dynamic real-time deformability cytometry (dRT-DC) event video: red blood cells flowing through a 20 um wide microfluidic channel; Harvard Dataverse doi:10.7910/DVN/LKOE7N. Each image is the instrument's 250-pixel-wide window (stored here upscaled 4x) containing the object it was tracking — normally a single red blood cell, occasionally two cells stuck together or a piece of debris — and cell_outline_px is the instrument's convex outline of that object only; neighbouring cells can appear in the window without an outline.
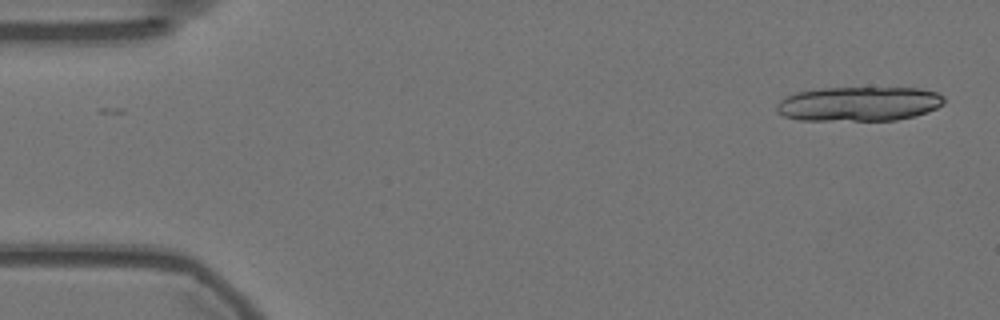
{"species": "Egyptian fruit bat (a non-hibernating species)", "species_latin": "Rousettus aegyptiacus", "temperature_condition": "warm", "stored_images_in_passage": 17, "camera_frame_rate_fps": 3000, "um_per_image_px": 0.085, "animal": {"sex": "female"}, "frame": {"image": 1, "passage_image": 1, "time_ms": 0.0, "image_size_px": [1000, 320], "cell_outline_px": [[944, 104], [928, 112], [916, 116], [896, 120], [800, 120], [784, 116], [776, 112], [776, 104], [780, 100], [796, 92], [820, 88], [920, 88], [936, 92], [944, 96]], "centroid_in_image_um": [73.02, 8.83], "position_along_channel_um": 12.0, "area_um2": 33.81}}